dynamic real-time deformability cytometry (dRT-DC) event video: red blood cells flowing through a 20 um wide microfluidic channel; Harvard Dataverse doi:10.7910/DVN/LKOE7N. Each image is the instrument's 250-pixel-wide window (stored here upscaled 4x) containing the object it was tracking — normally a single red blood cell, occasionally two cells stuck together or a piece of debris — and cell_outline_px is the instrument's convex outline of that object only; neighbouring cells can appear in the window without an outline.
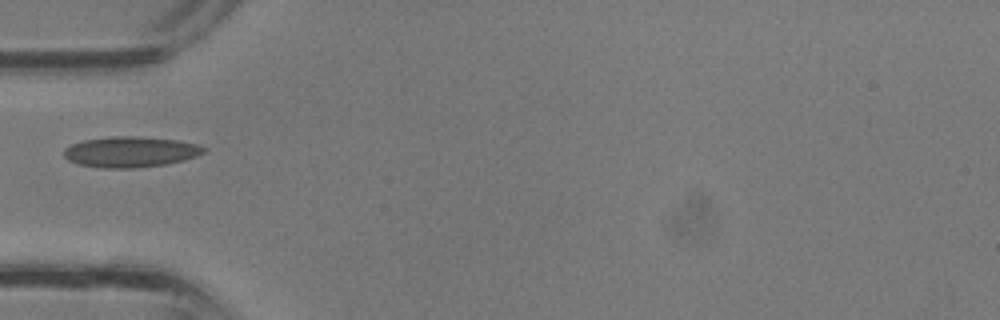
{"species": "common noctule bat (a hibernating species)", "species_latin": "Nyctalus noctula", "temperature_condition": "room temperature", "stored_images_in_passage": 8, "camera_frame_rate_fps": 3000, "um_per_image_px": 0.085, "animal": {"sex": "male", "body_mass_g": 13.3}, "frame": {"image": 1, "passage_image": 1, "time_ms": 0.0, "image_size_px": [1000, 320], "cell_outline_px": [[208, 148], [204, 152], [196, 156], [184, 160], [164, 164], [132, 168], [104, 168], [80, 164], [68, 160], [64, 156], [64, 148], [72, 144], [84, 140], [116, 136], [136, 136], [180, 140], [196, 144]], "centroid_in_image_um": [11.11, 12.9], "position_along_channel_um": 73.9, "area_um2": 24.85}}
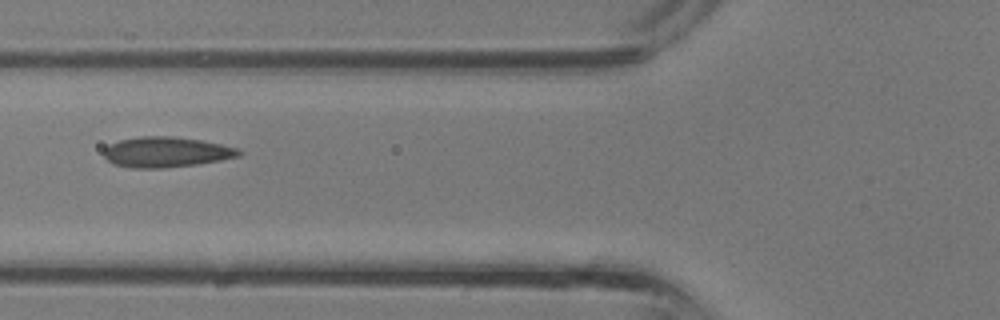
{"frame": {"image": 2, "passage_image": 3, "time_ms": 0.667, "image_size_px": [1000, 320], "cell_outline_px": [[244, 152], [240, 156], [220, 160], [196, 164], [164, 168], [132, 168], [112, 164], [104, 156], [104, 148], [108, 144], [120, 140], [140, 136], [172, 136], [200, 140], [220, 144], [236, 148]], "centroid_in_image_um": [14.1, 12.93], "position_along_channel_um": 111.7, "area_um2": 23.93}}